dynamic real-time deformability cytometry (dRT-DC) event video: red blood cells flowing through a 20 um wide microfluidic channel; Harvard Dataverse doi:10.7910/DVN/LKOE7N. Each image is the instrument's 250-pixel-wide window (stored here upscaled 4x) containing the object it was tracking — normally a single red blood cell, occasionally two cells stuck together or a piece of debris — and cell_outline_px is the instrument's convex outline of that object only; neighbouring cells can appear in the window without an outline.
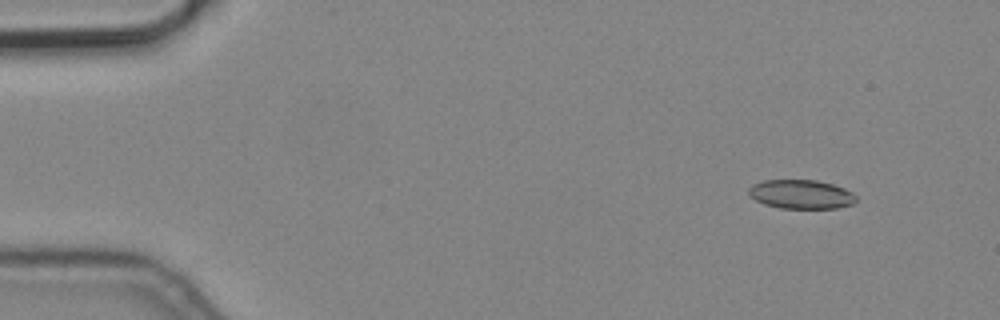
{"species": "common noctule bat (a hibernating species)", "species_latin": "Nyctalus noctula", "temperature_condition": "cold", "stored_images_in_passage": 5, "camera_frame_rate_fps": 3000, "um_per_image_px": 0.085, "animal": {"sex": "male", "body_mass_g": 19.2, "forearm_length_mm": 51.8}, "frame": {"image": 1, "passage_image": 2, "time_ms": 0.333, "image_size_px": [1000, 320], "cell_outline_px": [[856, 200], [852, 204], [836, 208], [780, 208], [764, 204], [756, 200], [748, 192], [748, 188], [752, 184], [764, 180], [816, 180], [832, 184], [844, 188], [852, 192], [856, 196]], "centroid_in_image_um": [68.09, 16.51], "position_along_channel_um": 16.9, "area_um2": 18.09}}
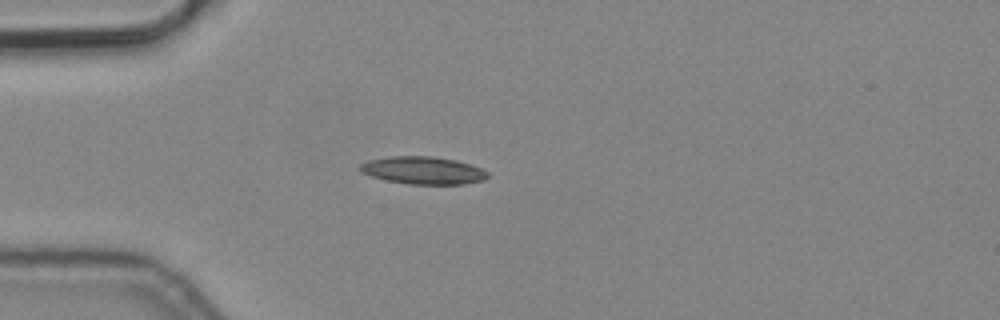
{"frame": {"image": 2, "passage_image": 4, "time_ms": 1.0, "image_size_px": [1000, 320], "cell_outline_px": [[488, 176], [484, 180], [464, 184], [408, 184], [388, 180], [372, 176], [360, 172], [356, 168], [360, 164], [368, 160], [392, 156], [432, 156], [456, 160], [480, 168], [488, 172]], "centroid_in_image_um": [35.93, 14.48], "position_along_channel_um": 49.1, "area_um2": 20.46}}